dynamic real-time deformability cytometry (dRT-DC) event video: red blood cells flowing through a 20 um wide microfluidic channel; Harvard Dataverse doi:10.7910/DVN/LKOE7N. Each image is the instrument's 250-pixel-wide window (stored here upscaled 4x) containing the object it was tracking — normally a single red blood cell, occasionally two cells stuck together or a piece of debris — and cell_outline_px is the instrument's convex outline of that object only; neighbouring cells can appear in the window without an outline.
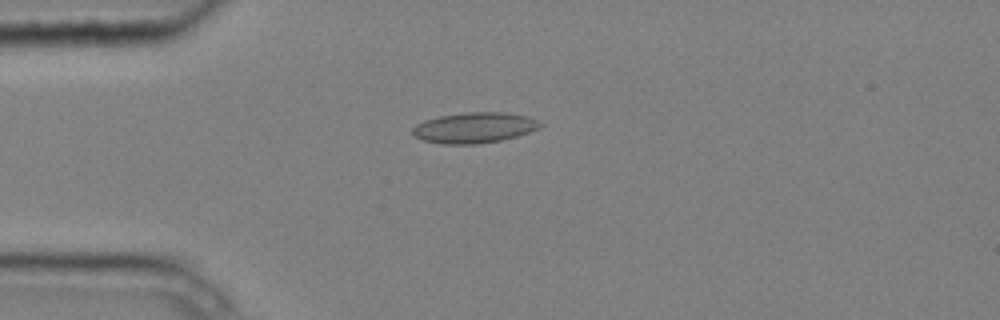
{"species": "common noctule bat (a hibernating species)", "species_latin": "Nyctalus noctula", "temperature_condition": "cold", "stored_images_in_passage": 4, "camera_frame_rate_fps": 3000, "um_per_image_px": 0.085, "animal": {"sex": "male", "body_mass_g": 20.4}, "frame": {"image": 1, "passage_image": 4, "time_ms": 1.0, "image_size_px": [1000, 320], "cell_outline_px": [[544, 124], [540, 128], [516, 136], [500, 140], [476, 144], [440, 144], [420, 140], [412, 132], [412, 128], [416, 124], [424, 120], [436, 116], [468, 112], [504, 112], [528, 116]], "centroid_in_image_um": [40.29, 10.85], "position_along_channel_um": 44.7, "area_um2": 22.89}}